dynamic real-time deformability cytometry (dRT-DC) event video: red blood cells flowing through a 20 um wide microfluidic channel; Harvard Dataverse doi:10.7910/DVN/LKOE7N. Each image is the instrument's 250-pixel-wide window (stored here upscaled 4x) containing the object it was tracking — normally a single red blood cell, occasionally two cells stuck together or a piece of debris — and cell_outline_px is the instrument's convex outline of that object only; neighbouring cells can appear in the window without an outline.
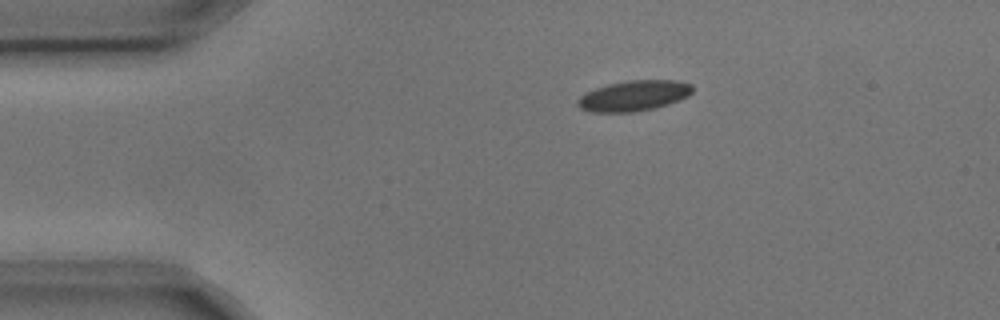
{"species": "common noctule bat (a hibernating species)", "species_latin": "Nyctalus noctula", "temperature_condition": "cold", "stored_images_in_passage": 4, "camera_frame_rate_fps": 3000, "um_per_image_px": 0.085, "animal": {"sex": "male", "body_mass_g": 17.9, "forearm_length_mm": 54.2}, "frame": {"image": 1, "passage_image": 1, "time_ms": 0.0, "image_size_px": [1000, 320], "cell_outline_px": [[692, 92], [688, 96], [668, 104], [656, 108], [632, 112], [592, 112], [580, 108], [576, 104], [576, 100], [580, 96], [596, 88], [608, 84], [628, 80], [676, 80], [692, 84]], "centroid_in_image_um": [53.87, 8.14], "position_along_channel_um": 31.1, "area_um2": 20.4}}
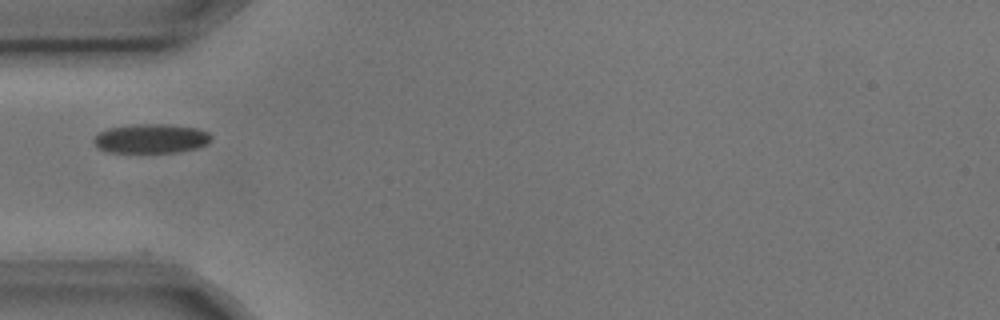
{"frame": {"image": 2, "passage_image": 3, "time_ms": 0.667, "image_size_px": [1000, 320], "cell_outline_px": [[212, 140], [208, 144], [196, 148], [180, 152], [108, 152], [100, 148], [92, 140], [100, 132], [108, 128], [132, 124], [172, 124], [196, 128], [208, 132], [212, 136]], "centroid_in_image_um": [12.89, 11.77], "position_along_channel_um": 72.1, "area_um2": 20.11}}